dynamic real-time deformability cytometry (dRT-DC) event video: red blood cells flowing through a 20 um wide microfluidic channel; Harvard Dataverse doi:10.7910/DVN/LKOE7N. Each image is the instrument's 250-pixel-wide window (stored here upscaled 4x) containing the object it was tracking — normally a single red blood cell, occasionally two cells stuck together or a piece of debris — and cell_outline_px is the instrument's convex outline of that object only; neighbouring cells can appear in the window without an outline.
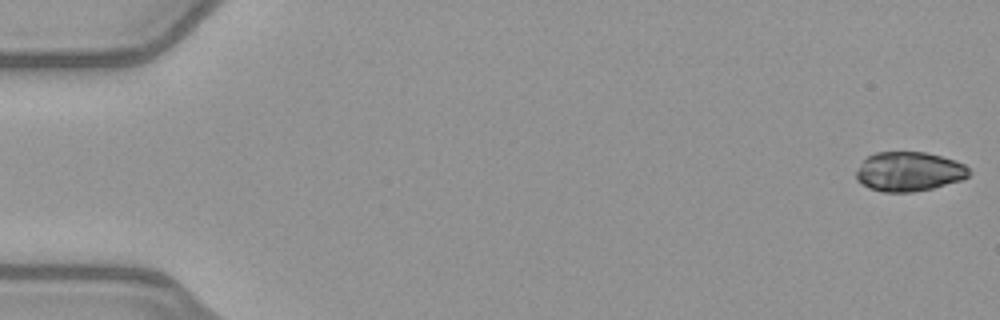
{"species": "common noctule bat (a hibernating species)", "species_latin": "Nyctalus noctula", "temperature_condition": "warm", "stored_images_in_passage": 52, "camera_frame_rate_fps": 3000, "um_per_image_px": 0.085, "animal": {"sex": "female", "body_mass_g": 21.9}, "frame": {"image": 1, "passage_image": 1, "time_ms": 0.0, "image_size_px": [1000, 320], "cell_outline_px": [[972, 172], [968, 176], [960, 180], [932, 188], [912, 192], [884, 192], [868, 188], [856, 180], [856, 172], [864, 160], [868, 156], [876, 152], [924, 152], [956, 160], [964, 164]], "centroid_in_image_um": [77.26, 14.58], "position_along_channel_um": 7.7, "area_um2": 25.84}}
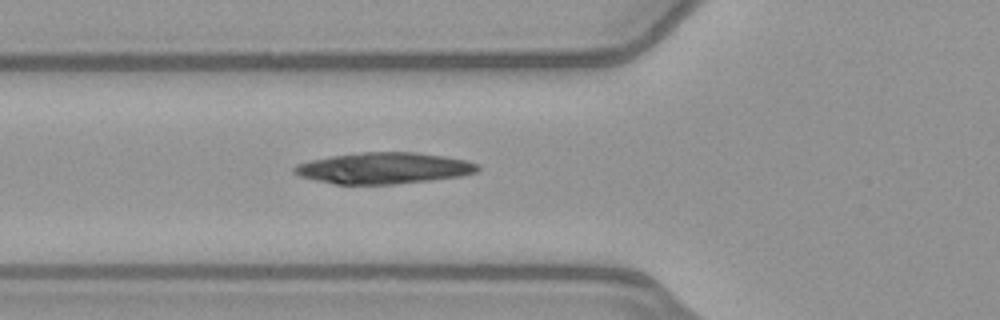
{"frame": {"image": 2, "passage_image": 19, "time_ms": 6.0, "image_size_px": [1000, 320], "cell_outline_px": [[480, 168], [476, 172], [460, 176], [428, 180], [392, 184], [336, 184], [316, 180], [300, 176], [292, 172], [292, 168], [296, 164], [312, 160], [332, 156], [364, 152], [412, 152], [444, 156], [468, 160], [480, 164]], "centroid_in_image_um": [32.63, 14.29], "position_along_channel_um": 93.2, "area_um2": 33.18}}
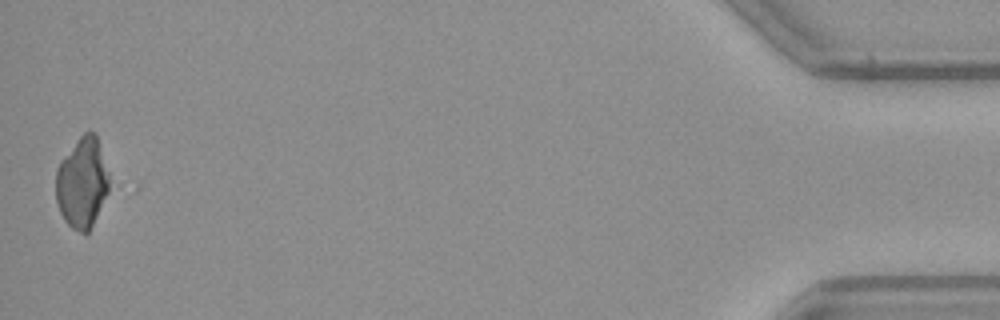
{"frame": {"image": 3, "passage_image": 51, "time_ms": 16.667, "image_size_px": [1000, 320], "cell_outline_px": [[108, 192], [88, 236], [84, 236], [72, 228], [64, 220], [56, 204], [56, 168], [60, 160], [80, 136], [84, 132], [96, 132], [108, 172]], "centroid_in_image_um": [6.97, 15.58], "position_along_channel_um": 428.2, "area_um2": 28.44}}